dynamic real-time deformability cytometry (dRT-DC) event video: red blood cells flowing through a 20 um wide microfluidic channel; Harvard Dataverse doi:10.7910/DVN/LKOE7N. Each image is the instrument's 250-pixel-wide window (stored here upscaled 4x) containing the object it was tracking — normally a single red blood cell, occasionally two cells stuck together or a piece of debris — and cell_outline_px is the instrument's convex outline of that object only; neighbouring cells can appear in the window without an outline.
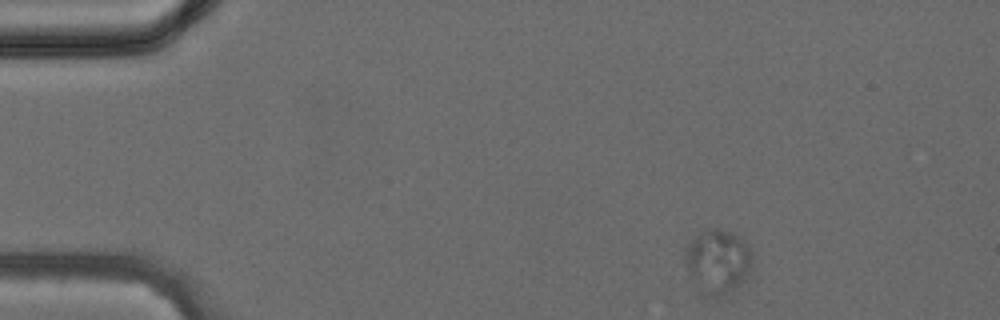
{"species": "common noctule bat (a hibernating species)", "species_latin": "Nyctalus noctula", "temperature_condition": "cold", "stored_images_in_passage": 35, "camera_frame_rate_fps": 3000, "um_per_image_px": 0.085, "animal": {"sex": "female", "body_mass_g": 24.6, "forearm_length_mm": 56.2}, "frame": {"image": 1, "passage_image": 1, "time_ms": 0.0, "image_size_px": [1000, 320], "cell_outline_px": [[752, 268], [748, 276], [740, 284], [724, 296], [700, 300], [696, 296], [684, 260], [684, 248], [700, 232], [708, 228], [716, 228], [736, 232], [748, 244], [752, 252]], "centroid_in_image_um": [60.97, 22.3], "position_along_channel_um": 24.0, "area_um2": 26.7}}
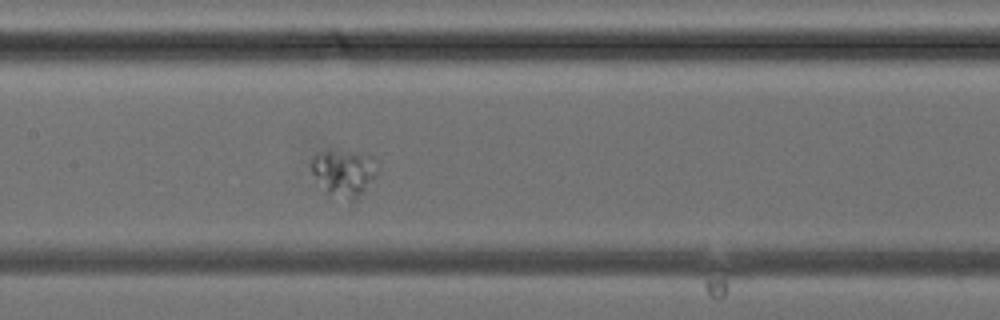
{"frame": {"image": 2, "passage_image": 15, "time_ms": 4.667, "image_size_px": [1000, 320], "cell_outline_px": [[380, 172], [360, 196], [352, 204], [328, 196], [324, 192], [312, 172], [308, 164], [312, 156], [316, 152], [336, 148], [356, 152], [372, 156], [380, 160]], "centroid_in_image_um": [29.25, 14.69], "position_along_channel_um": 178.2, "area_um2": 19.71}}
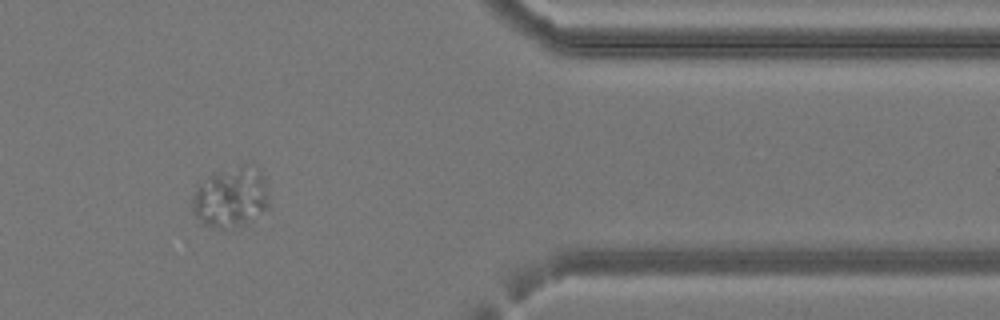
{"frame": {"image": 3, "passage_image": 29, "time_ms": 9.333, "image_size_px": [1000, 320], "cell_outline_px": [[268, 208], [248, 224], [232, 228], [220, 228], [204, 224], [192, 212], [192, 196], [196, 184], [212, 172], [256, 164], [260, 168], [264, 176], [268, 196]], "centroid_in_image_um": [19.62, 16.76], "position_along_channel_um": 391.8, "area_um2": 27.51}}